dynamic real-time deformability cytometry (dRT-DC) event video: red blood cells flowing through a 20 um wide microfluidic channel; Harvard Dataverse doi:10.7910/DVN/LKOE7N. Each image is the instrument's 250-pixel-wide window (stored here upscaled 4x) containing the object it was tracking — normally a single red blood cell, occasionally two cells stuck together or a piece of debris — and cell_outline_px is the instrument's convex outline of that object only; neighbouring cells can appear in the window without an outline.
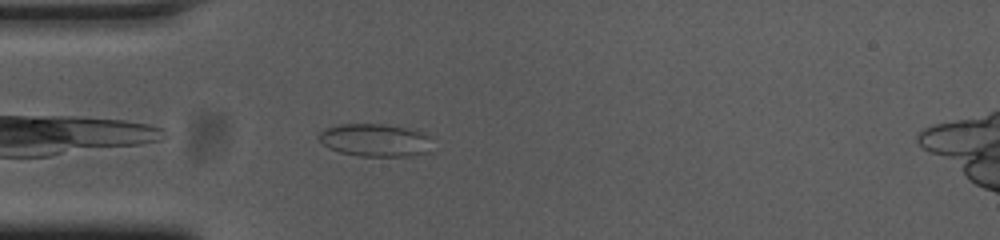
{"species": "common noctule bat (a hibernating species)", "species_latin": "Nyctalus noctula", "temperature_condition": "cold", "stored_images_in_passage": 33, "camera_frame_rate_fps": 3000, "um_per_image_px": 0.085, "animal": {"sex": "female", "body_mass_g": 23.0, "forearm_length_mm": 53.4}, "frame": {"image": 1, "passage_image": 2, "time_ms": 0.333, "image_size_px": [1000, 240], "cell_outline_px": [[432, 136], [428, 152], [408, 156], [360, 156], [340, 152], [328, 148], [320, 140], [320, 132], [324, 128], [340, 124], [384, 124], [416, 128]], "centroid_in_image_um": [31.94, 11.89], "position_along_channel_um": 53.1, "area_um2": 21.96}}
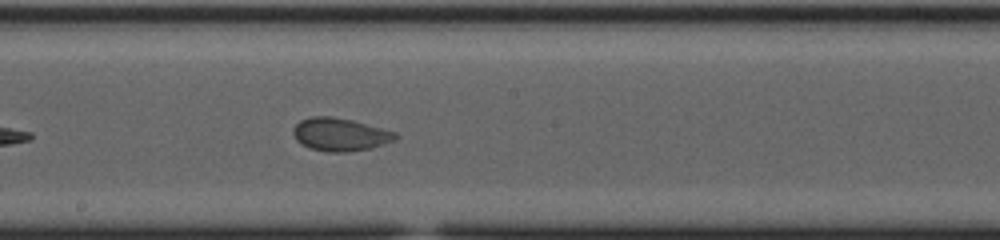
{"frame": {"image": 2, "passage_image": 16, "time_ms": 5.0, "image_size_px": [1000, 240], "cell_outline_px": [[400, 136], [396, 140], [372, 148], [348, 152], [328, 152], [308, 148], [300, 144], [296, 140], [292, 132], [292, 128], [300, 120], [308, 116], [332, 116], [352, 120], [396, 132]], "centroid_in_image_um": [28.89, 11.43], "position_along_channel_um": 219.3, "area_um2": 20.0}}
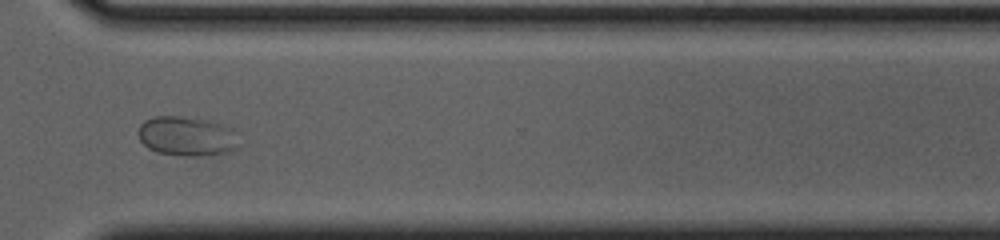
{"frame": {"image": 3, "passage_image": 27, "time_ms": 8.667, "image_size_px": [1000, 240], "cell_outline_px": [[236, 148], [220, 156], [184, 156], [156, 152], [148, 148], [140, 140], [136, 132], [140, 124], [144, 120], [152, 116], [180, 116], [208, 120], [232, 128]], "centroid_in_image_um": [15.81, 11.59], "position_along_channel_um": 354.8, "area_um2": 23.35}}